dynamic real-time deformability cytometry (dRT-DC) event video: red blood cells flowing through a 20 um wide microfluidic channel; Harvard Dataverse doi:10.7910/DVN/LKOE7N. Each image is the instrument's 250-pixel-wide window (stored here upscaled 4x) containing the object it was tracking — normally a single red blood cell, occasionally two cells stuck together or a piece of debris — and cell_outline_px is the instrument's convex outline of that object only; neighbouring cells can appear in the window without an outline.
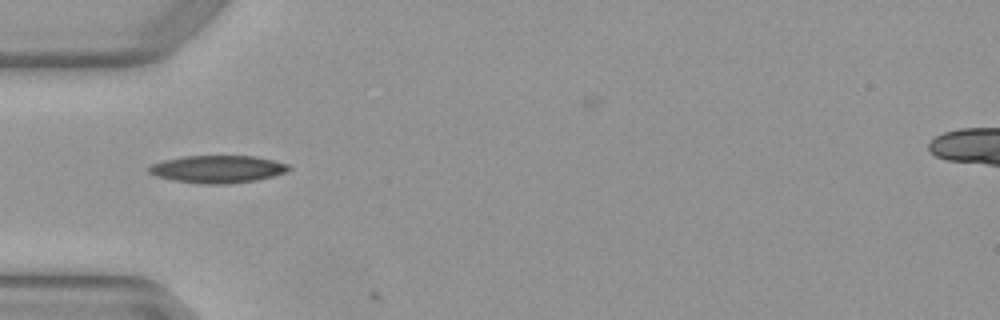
{"species": "Egyptian fruit bat (a non-hibernating species)", "species_latin": "Rousettus aegyptiacus", "temperature_condition": "warm", "stored_images_in_passage": 2, "camera_frame_rate_fps": 3000, "um_per_image_px": 0.085, "animal": {"sex": "female"}, "frame": {"image": 1, "passage_image": 1, "time_ms": 0.0, "image_size_px": [1000, 320], "cell_outline_px": [[292, 168], [288, 172], [256, 180], [224, 184], [208, 184], [176, 180], [156, 176], [148, 172], [148, 168], [152, 164], [164, 160], [184, 156], [252, 156], [272, 160], [288, 164]], "centroid_in_image_um": [18.52, 14.37], "position_along_channel_um": 66.5, "area_um2": 22.14}}